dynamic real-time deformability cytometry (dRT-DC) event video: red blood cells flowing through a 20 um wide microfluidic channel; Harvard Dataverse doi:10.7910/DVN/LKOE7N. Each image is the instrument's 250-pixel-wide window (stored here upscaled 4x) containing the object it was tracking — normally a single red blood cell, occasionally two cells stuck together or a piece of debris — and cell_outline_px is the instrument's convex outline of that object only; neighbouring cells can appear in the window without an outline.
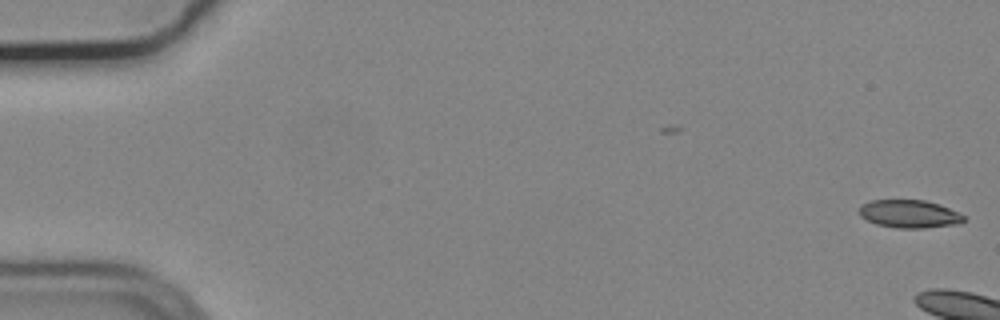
{"species": "common noctule bat (a hibernating species)", "species_latin": "Nyctalus noctula", "temperature_condition": "cold", "stored_images_in_passage": 9, "camera_frame_rate_fps": 3000, "um_per_image_px": 0.085, "animal": {"sex": "male", "body_mass_g": 19.2, "forearm_length_mm": 51.8}, "frame": {"image": 1, "passage_image": 1, "time_ms": 0.0, "image_size_px": [1000, 320], "cell_outline_px": [[964, 220], [960, 224], [924, 228], [896, 228], [876, 224], [860, 216], [856, 212], [860, 204], [872, 200], [924, 200], [940, 204], [964, 216]], "centroid_in_image_um": [77.24, 18.18], "position_along_channel_um": 7.8, "area_um2": 17.17}}